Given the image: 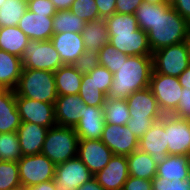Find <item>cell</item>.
<instances>
[{"label": "cell", "mask_w": 190, "mask_h": 190, "mask_svg": "<svg viewBox=\"0 0 190 190\" xmlns=\"http://www.w3.org/2000/svg\"><path fill=\"white\" fill-rule=\"evenodd\" d=\"M152 72V56H129L113 74L107 99H127L135 91L149 87Z\"/></svg>", "instance_id": "1"}, {"label": "cell", "mask_w": 190, "mask_h": 190, "mask_svg": "<svg viewBox=\"0 0 190 190\" xmlns=\"http://www.w3.org/2000/svg\"><path fill=\"white\" fill-rule=\"evenodd\" d=\"M189 34L190 24L170 4H156L155 23L147 32L152 52L185 42Z\"/></svg>", "instance_id": "2"}, {"label": "cell", "mask_w": 190, "mask_h": 190, "mask_svg": "<svg viewBox=\"0 0 190 190\" xmlns=\"http://www.w3.org/2000/svg\"><path fill=\"white\" fill-rule=\"evenodd\" d=\"M14 91L16 97L52 104L56 102L58 96L54 72L49 70L22 69Z\"/></svg>", "instance_id": "3"}, {"label": "cell", "mask_w": 190, "mask_h": 190, "mask_svg": "<svg viewBox=\"0 0 190 190\" xmlns=\"http://www.w3.org/2000/svg\"><path fill=\"white\" fill-rule=\"evenodd\" d=\"M78 143L73 127L55 125L48 129L41 153L57 165L77 157Z\"/></svg>", "instance_id": "4"}, {"label": "cell", "mask_w": 190, "mask_h": 190, "mask_svg": "<svg viewBox=\"0 0 190 190\" xmlns=\"http://www.w3.org/2000/svg\"><path fill=\"white\" fill-rule=\"evenodd\" d=\"M21 60L23 69L55 72L64 65L51 40L38 41L30 39L25 47Z\"/></svg>", "instance_id": "5"}, {"label": "cell", "mask_w": 190, "mask_h": 190, "mask_svg": "<svg viewBox=\"0 0 190 190\" xmlns=\"http://www.w3.org/2000/svg\"><path fill=\"white\" fill-rule=\"evenodd\" d=\"M17 163L22 189L54 179L56 165L42 153L22 156Z\"/></svg>", "instance_id": "6"}, {"label": "cell", "mask_w": 190, "mask_h": 190, "mask_svg": "<svg viewBox=\"0 0 190 190\" xmlns=\"http://www.w3.org/2000/svg\"><path fill=\"white\" fill-rule=\"evenodd\" d=\"M152 61L154 72L177 78L190 65L185 42L152 52Z\"/></svg>", "instance_id": "7"}, {"label": "cell", "mask_w": 190, "mask_h": 190, "mask_svg": "<svg viewBox=\"0 0 190 190\" xmlns=\"http://www.w3.org/2000/svg\"><path fill=\"white\" fill-rule=\"evenodd\" d=\"M149 88L164 115L172 114L177 109L183 90L177 77L153 71Z\"/></svg>", "instance_id": "8"}, {"label": "cell", "mask_w": 190, "mask_h": 190, "mask_svg": "<svg viewBox=\"0 0 190 190\" xmlns=\"http://www.w3.org/2000/svg\"><path fill=\"white\" fill-rule=\"evenodd\" d=\"M168 155L190 156V119L164 115Z\"/></svg>", "instance_id": "9"}, {"label": "cell", "mask_w": 190, "mask_h": 190, "mask_svg": "<svg viewBox=\"0 0 190 190\" xmlns=\"http://www.w3.org/2000/svg\"><path fill=\"white\" fill-rule=\"evenodd\" d=\"M93 177L94 175L78 157L55 166L54 181L57 190H76Z\"/></svg>", "instance_id": "10"}, {"label": "cell", "mask_w": 190, "mask_h": 190, "mask_svg": "<svg viewBox=\"0 0 190 190\" xmlns=\"http://www.w3.org/2000/svg\"><path fill=\"white\" fill-rule=\"evenodd\" d=\"M101 141L109 147L113 155L128 156L139 145V138L126 125L105 123Z\"/></svg>", "instance_id": "11"}, {"label": "cell", "mask_w": 190, "mask_h": 190, "mask_svg": "<svg viewBox=\"0 0 190 190\" xmlns=\"http://www.w3.org/2000/svg\"><path fill=\"white\" fill-rule=\"evenodd\" d=\"M16 106L22 122L36 123L47 128L57 125L52 103L16 97Z\"/></svg>", "instance_id": "12"}, {"label": "cell", "mask_w": 190, "mask_h": 190, "mask_svg": "<svg viewBox=\"0 0 190 190\" xmlns=\"http://www.w3.org/2000/svg\"><path fill=\"white\" fill-rule=\"evenodd\" d=\"M113 156L109 147L101 139H79L77 157L96 175Z\"/></svg>", "instance_id": "13"}, {"label": "cell", "mask_w": 190, "mask_h": 190, "mask_svg": "<svg viewBox=\"0 0 190 190\" xmlns=\"http://www.w3.org/2000/svg\"><path fill=\"white\" fill-rule=\"evenodd\" d=\"M138 149L152 156L159 166L168 155V143L164 127V116L155 121L149 130L139 139Z\"/></svg>", "instance_id": "14"}, {"label": "cell", "mask_w": 190, "mask_h": 190, "mask_svg": "<svg viewBox=\"0 0 190 190\" xmlns=\"http://www.w3.org/2000/svg\"><path fill=\"white\" fill-rule=\"evenodd\" d=\"M126 102L131 119H161L164 116L149 87L135 91Z\"/></svg>", "instance_id": "15"}, {"label": "cell", "mask_w": 190, "mask_h": 190, "mask_svg": "<svg viewBox=\"0 0 190 190\" xmlns=\"http://www.w3.org/2000/svg\"><path fill=\"white\" fill-rule=\"evenodd\" d=\"M94 177L105 190H122L129 177L127 157L113 155L109 163Z\"/></svg>", "instance_id": "16"}, {"label": "cell", "mask_w": 190, "mask_h": 190, "mask_svg": "<svg viewBox=\"0 0 190 190\" xmlns=\"http://www.w3.org/2000/svg\"><path fill=\"white\" fill-rule=\"evenodd\" d=\"M109 43L129 56H152L147 33L140 28L132 34H109Z\"/></svg>", "instance_id": "17"}, {"label": "cell", "mask_w": 190, "mask_h": 190, "mask_svg": "<svg viewBox=\"0 0 190 190\" xmlns=\"http://www.w3.org/2000/svg\"><path fill=\"white\" fill-rule=\"evenodd\" d=\"M84 107L87 105L79 95L57 96L54 103L57 125L74 128L83 117Z\"/></svg>", "instance_id": "18"}, {"label": "cell", "mask_w": 190, "mask_h": 190, "mask_svg": "<svg viewBox=\"0 0 190 190\" xmlns=\"http://www.w3.org/2000/svg\"><path fill=\"white\" fill-rule=\"evenodd\" d=\"M18 28L29 38L38 41L50 40L53 36V17L37 14L27 9L19 20Z\"/></svg>", "instance_id": "19"}, {"label": "cell", "mask_w": 190, "mask_h": 190, "mask_svg": "<svg viewBox=\"0 0 190 190\" xmlns=\"http://www.w3.org/2000/svg\"><path fill=\"white\" fill-rule=\"evenodd\" d=\"M50 40L64 65H72L86 50L81 33H57Z\"/></svg>", "instance_id": "20"}, {"label": "cell", "mask_w": 190, "mask_h": 190, "mask_svg": "<svg viewBox=\"0 0 190 190\" xmlns=\"http://www.w3.org/2000/svg\"><path fill=\"white\" fill-rule=\"evenodd\" d=\"M83 117L74 127L79 139H101L105 125L103 107L87 105Z\"/></svg>", "instance_id": "21"}, {"label": "cell", "mask_w": 190, "mask_h": 190, "mask_svg": "<svg viewBox=\"0 0 190 190\" xmlns=\"http://www.w3.org/2000/svg\"><path fill=\"white\" fill-rule=\"evenodd\" d=\"M48 129L36 123H21L17 133L22 156L41 153Z\"/></svg>", "instance_id": "22"}, {"label": "cell", "mask_w": 190, "mask_h": 190, "mask_svg": "<svg viewBox=\"0 0 190 190\" xmlns=\"http://www.w3.org/2000/svg\"><path fill=\"white\" fill-rule=\"evenodd\" d=\"M21 123L15 91L4 89L0 92V133L17 131Z\"/></svg>", "instance_id": "23"}, {"label": "cell", "mask_w": 190, "mask_h": 190, "mask_svg": "<svg viewBox=\"0 0 190 190\" xmlns=\"http://www.w3.org/2000/svg\"><path fill=\"white\" fill-rule=\"evenodd\" d=\"M170 181L190 178V156L167 155L166 159L157 166L156 176Z\"/></svg>", "instance_id": "24"}, {"label": "cell", "mask_w": 190, "mask_h": 190, "mask_svg": "<svg viewBox=\"0 0 190 190\" xmlns=\"http://www.w3.org/2000/svg\"><path fill=\"white\" fill-rule=\"evenodd\" d=\"M23 69L20 57L0 50V85L4 89L14 90Z\"/></svg>", "instance_id": "25"}, {"label": "cell", "mask_w": 190, "mask_h": 190, "mask_svg": "<svg viewBox=\"0 0 190 190\" xmlns=\"http://www.w3.org/2000/svg\"><path fill=\"white\" fill-rule=\"evenodd\" d=\"M83 74L73 65H63L54 72L58 96L78 95Z\"/></svg>", "instance_id": "26"}, {"label": "cell", "mask_w": 190, "mask_h": 190, "mask_svg": "<svg viewBox=\"0 0 190 190\" xmlns=\"http://www.w3.org/2000/svg\"><path fill=\"white\" fill-rule=\"evenodd\" d=\"M81 35L86 50L99 52L109 43L108 27L104 19L86 22Z\"/></svg>", "instance_id": "27"}, {"label": "cell", "mask_w": 190, "mask_h": 190, "mask_svg": "<svg viewBox=\"0 0 190 190\" xmlns=\"http://www.w3.org/2000/svg\"><path fill=\"white\" fill-rule=\"evenodd\" d=\"M129 176L152 180L156 176L157 165L151 155L139 149L126 156Z\"/></svg>", "instance_id": "28"}, {"label": "cell", "mask_w": 190, "mask_h": 190, "mask_svg": "<svg viewBox=\"0 0 190 190\" xmlns=\"http://www.w3.org/2000/svg\"><path fill=\"white\" fill-rule=\"evenodd\" d=\"M29 40L18 26L0 28V50L9 54L21 58Z\"/></svg>", "instance_id": "29"}, {"label": "cell", "mask_w": 190, "mask_h": 190, "mask_svg": "<svg viewBox=\"0 0 190 190\" xmlns=\"http://www.w3.org/2000/svg\"><path fill=\"white\" fill-rule=\"evenodd\" d=\"M86 21L73 14L70 10H58L53 16V32L57 33H81Z\"/></svg>", "instance_id": "30"}, {"label": "cell", "mask_w": 190, "mask_h": 190, "mask_svg": "<svg viewBox=\"0 0 190 190\" xmlns=\"http://www.w3.org/2000/svg\"><path fill=\"white\" fill-rule=\"evenodd\" d=\"M27 11V1L5 0L0 7V28L18 26Z\"/></svg>", "instance_id": "31"}, {"label": "cell", "mask_w": 190, "mask_h": 190, "mask_svg": "<svg viewBox=\"0 0 190 190\" xmlns=\"http://www.w3.org/2000/svg\"><path fill=\"white\" fill-rule=\"evenodd\" d=\"M103 112L107 124L126 125L130 119L126 99H106Z\"/></svg>", "instance_id": "32"}, {"label": "cell", "mask_w": 190, "mask_h": 190, "mask_svg": "<svg viewBox=\"0 0 190 190\" xmlns=\"http://www.w3.org/2000/svg\"><path fill=\"white\" fill-rule=\"evenodd\" d=\"M106 25L109 34H132L139 29L137 19L134 14L114 13L106 17Z\"/></svg>", "instance_id": "33"}, {"label": "cell", "mask_w": 190, "mask_h": 190, "mask_svg": "<svg viewBox=\"0 0 190 190\" xmlns=\"http://www.w3.org/2000/svg\"><path fill=\"white\" fill-rule=\"evenodd\" d=\"M86 105L103 107L107 96L98 90L89 74H83L78 94Z\"/></svg>", "instance_id": "34"}, {"label": "cell", "mask_w": 190, "mask_h": 190, "mask_svg": "<svg viewBox=\"0 0 190 190\" xmlns=\"http://www.w3.org/2000/svg\"><path fill=\"white\" fill-rule=\"evenodd\" d=\"M21 157L17 131L0 133V161L17 162Z\"/></svg>", "instance_id": "35"}, {"label": "cell", "mask_w": 190, "mask_h": 190, "mask_svg": "<svg viewBox=\"0 0 190 190\" xmlns=\"http://www.w3.org/2000/svg\"><path fill=\"white\" fill-rule=\"evenodd\" d=\"M0 190H22L17 162L0 161Z\"/></svg>", "instance_id": "36"}, {"label": "cell", "mask_w": 190, "mask_h": 190, "mask_svg": "<svg viewBox=\"0 0 190 190\" xmlns=\"http://www.w3.org/2000/svg\"><path fill=\"white\" fill-rule=\"evenodd\" d=\"M98 55L100 65L107 68L112 74L116 73L122 62L129 57V55L119 52L110 43L103 46Z\"/></svg>", "instance_id": "37"}, {"label": "cell", "mask_w": 190, "mask_h": 190, "mask_svg": "<svg viewBox=\"0 0 190 190\" xmlns=\"http://www.w3.org/2000/svg\"><path fill=\"white\" fill-rule=\"evenodd\" d=\"M69 10L86 22L100 19L95 0H75Z\"/></svg>", "instance_id": "38"}, {"label": "cell", "mask_w": 190, "mask_h": 190, "mask_svg": "<svg viewBox=\"0 0 190 190\" xmlns=\"http://www.w3.org/2000/svg\"><path fill=\"white\" fill-rule=\"evenodd\" d=\"M139 28L146 33L153 28L156 19V4L143 2L135 11Z\"/></svg>", "instance_id": "39"}, {"label": "cell", "mask_w": 190, "mask_h": 190, "mask_svg": "<svg viewBox=\"0 0 190 190\" xmlns=\"http://www.w3.org/2000/svg\"><path fill=\"white\" fill-rule=\"evenodd\" d=\"M72 65L79 73L88 74L91 70H94L100 65L98 52L94 50H85Z\"/></svg>", "instance_id": "40"}, {"label": "cell", "mask_w": 190, "mask_h": 190, "mask_svg": "<svg viewBox=\"0 0 190 190\" xmlns=\"http://www.w3.org/2000/svg\"><path fill=\"white\" fill-rule=\"evenodd\" d=\"M88 74L92 78L98 90L107 96L109 88L112 84L113 74L101 65L97 66L94 70H91Z\"/></svg>", "instance_id": "41"}, {"label": "cell", "mask_w": 190, "mask_h": 190, "mask_svg": "<svg viewBox=\"0 0 190 190\" xmlns=\"http://www.w3.org/2000/svg\"><path fill=\"white\" fill-rule=\"evenodd\" d=\"M152 190H190V178L170 181L163 177H155L152 179Z\"/></svg>", "instance_id": "42"}, {"label": "cell", "mask_w": 190, "mask_h": 190, "mask_svg": "<svg viewBox=\"0 0 190 190\" xmlns=\"http://www.w3.org/2000/svg\"><path fill=\"white\" fill-rule=\"evenodd\" d=\"M27 9L37 14H47L48 17H53L57 11L51 0H30Z\"/></svg>", "instance_id": "43"}, {"label": "cell", "mask_w": 190, "mask_h": 190, "mask_svg": "<svg viewBox=\"0 0 190 190\" xmlns=\"http://www.w3.org/2000/svg\"><path fill=\"white\" fill-rule=\"evenodd\" d=\"M160 119H129L126 127L139 139L149 130L151 125Z\"/></svg>", "instance_id": "44"}, {"label": "cell", "mask_w": 190, "mask_h": 190, "mask_svg": "<svg viewBox=\"0 0 190 190\" xmlns=\"http://www.w3.org/2000/svg\"><path fill=\"white\" fill-rule=\"evenodd\" d=\"M172 114L180 118L190 119V90L187 91L183 88L179 105Z\"/></svg>", "instance_id": "45"}, {"label": "cell", "mask_w": 190, "mask_h": 190, "mask_svg": "<svg viewBox=\"0 0 190 190\" xmlns=\"http://www.w3.org/2000/svg\"><path fill=\"white\" fill-rule=\"evenodd\" d=\"M122 190H152V180L129 176Z\"/></svg>", "instance_id": "46"}, {"label": "cell", "mask_w": 190, "mask_h": 190, "mask_svg": "<svg viewBox=\"0 0 190 190\" xmlns=\"http://www.w3.org/2000/svg\"><path fill=\"white\" fill-rule=\"evenodd\" d=\"M99 18L105 19L116 13V0H95Z\"/></svg>", "instance_id": "47"}, {"label": "cell", "mask_w": 190, "mask_h": 190, "mask_svg": "<svg viewBox=\"0 0 190 190\" xmlns=\"http://www.w3.org/2000/svg\"><path fill=\"white\" fill-rule=\"evenodd\" d=\"M143 0H116V12L122 14H135Z\"/></svg>", "instance_id": "48"}, {"label": "cell", "mask_w": 190, "mask_h": 190, "mask_svg": "<svg viewBox=\"0 0 190 190\" xmlns=\"http://www.w3.org/2000/svg\"><path fill=\"white\" fill-rule=\"evenodd\" d=\"M168 4L190 24V0H168Z\"/></svg>", "instance_id": "49"}, {"label": "cell", "mask_w": 190, "mask_h": 190, "mask_svg": "<svg viewBox=\"0 0 190 190\" xmlns=\"http://www.w3.org/2000/svg\"><path fill=\"white\" fill-rule=\"evenodd\" d=\"M24 190H57V189H56L55 181L53 179L47 182H42V183L30 186Z\"/></svg>", "instance_id": "50"}, {"label": "cell", "mask_w": 190, "mask_h": 190, "mask_svg": "<svg viewBox=\"0 0 190 190\" xmlns=\"http://www.w3.org/2000/svg\"><path fill=\"white\" fill-rule=\"evenodd\" d=\"M76 190H105V189L98 183L96 178L93 177L92 179L86 181L84 184L78 187Z\"/></svg>", "instance_id": "51"}, {"label": "cell", "mask_w": 190, "mask_h": 190, "mask_svg": "<svg viewBox=\"0 0 190 190\" xmlns=\"http://www.w3.org/2000/svg\"><path fill=\"white\" fill-rule=\"evenodd\" d=\"M180 85L187 91L190 90V65L187 69L178 77Z\"/></svg>", "instance_id": "52"}, {"label": "cell", "mask_w": 190, "mask_h": 190, "mask_svg": "<svg viewBox=\"0 0 190 190\" xmlns=\"http://www.w3.org/2000/svg\"><path fill=\"white\" fill-rule=\"evenodd\" d=\"M74 1L75 0H51L57 11L64 9L69 10Z\"/></svg>", "instance_id": "53"}, {"label": "cell", "mask_w": 190, "mask_h": 190, "mask_svg": "<svg viewBox=\"0 0 190 190\" xmlns=\"http://www.w3.org/2000/svg\"><path fill=\"white\" fill-rule=\"evenodd\" d=\"M143 2L151 4H163L168 3V0H143Z\"/></svg>", "instance_id": "54"}, {"label": "cell", "mask_w": 190, "mask_h": 190, "mask_svg": "<svg viewBox=\"0 0 190 190\" xmlns=\"http://www.w3.org/2000/svg\"><path fill=\"white\" fill-rule=\"evenodd\" d=\"M187 51H188V59L190 61V34L188 35L186 41H185Z\"/></svg>", "instance_id": "55"}, {"label": "cell", "mask_w": 190, "mask_h": 190, "mask_svg": "<svg viewBox=\"0 0 190 190\" xmlns=\"http://www.w3.org/2000/svg\"><path fill=\"white\" fill-rule=\"evenodd\" d=\"M5 0H0V7L2 6V4L4 3Z\"/></svg>", "instance_id": "56"}, {"label": "cell", "mask_w": 190, "mask_h": 190, "mask_svg": "<svg viewBox=\"0 0 190 190\" xmlns=\"http://www.w3.org/2000/svg\"><path fill=\"white\" fill-rule=\"evenodd\" d=\"M4 90V88L0 85V92H2Z\"/></svg>", "instance_id": "57"}]
</instances>
